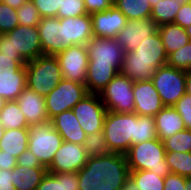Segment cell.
<instances>
[{"mask_svg": "<svg viewBox=\"0 0 191 190\" xmlns=\"http://www.w3.org/2000/svg\"><path fill=\"white\" fill-rule=\"evenodd\" d=\"M186 190H191V177L186 178Z\"/></svg>", "mask_w": 191, "mask_h": 190, "instance_id": "cell-54", "label": "cell"}, {"mask_svg": "<svg viewBox=\"0 0 191 190\" xmlns=\"http://www.w3.org/2000/svg\"><path fill=\"white\" fill-rule=\"evenodd\" d=\"M119 72L116 66L88 64L85 84L87 92L99 94Z\"/></svg>", "mask_w": 191, "mask_h": 190, "instance_id": "cell-24", "label": "cell"}, {"mask_svg": "<svg viewBox=\"0 0 191 190\" xmlns=\"http://www.w3.org/2000/svg\"><path fill=\"white\" fill-rule=\"evenodd\" d=\"M88 64L122 67L124 51L115 38L95 37L86 44Z\"/></svg>", "mask_w": 191, "mask_h": 190, "instance_id": "cell-12", "label": "cell"}, {"mask_svg": "<svg viewBox=\"0 0 191 190\" xmlns=\"http://www.w3.org/2000/svg\"><path fill=\"white\" fill-rule=\"evenodd\" d=\"M47 168H32L16 165L12 169V180L16 190H37Z\"/></svg>", "mask_w": 191, "mask_h": 190, "instance_id": "cell-26", "label": "cell"}, {"mask_svg": "<svg viewBox=\"0 0 191 190\" xmlns=\"http://www.w3.org/2000/svg\"><path fill=\"white\" fill-rule=\"evenodd\" d=\"M113 5L120 10L128 20L151 17L152 7L148 0H113Z\"/></svg>", "mask_w": 191, "mask_h": 190, "instance_id": "cell-31", "label": "cell"}, {"mask_svg": "<svg viewBox=\"0 0 191 190\" xmlns=\"http://www.w3.org/2000/svg\"><path fill=\"white\" fill-rule=\"evenodd\" d=\"M27 61L20 55H7L0 52V71H9L10 68L25 66Z\"/></svg>", "mask_w": 191, "mask_h": 190, "instance_id": "cell-43", "label": "cell"}, {"mask_svg": "<svg viewBox=\"0 0 191 190\" xmlns=\"http://www.w3.org/2000/svg\"><path fill=\"white\" fill-rule=\"evenodd\" d=\"M165 155L166 150L159 138L131 145L125 154L129 170H150L164 178L171 173Z\"/></svg>", "mask_w": 191, "mask_h": 190, "instance_id": "cell-4", "label": "cell"}, {"mask_svg": "<svg viewBox=\"0 0 191 190\" xmlns=\"http://www.w3.org/2000/svg\"><path fill=\"white\" fill-rule=\"evenodd\" d=\"M63 79L86 84L88 53L86 45H73L56 55Z\"/></svg>", "mask_w": 191, "mask_h": 190, "instance_id": "cell-11", "label": "cell"}, {"mask_svg": "<svg viewBox=\"0 0 191 190\" xmlns=\"http://www.w3.org/2000/svg\"><path fill=\"white\" fill-rule=\"evenodd\" d=\"M185 93L191 95V71L186 72Z\"/></svg>", "mask_w": 191, "mask_h": 190, "instance_id": "cell-52", "label": "cell"}, {"mask_svg": "<svg viewBox=\"0 0 191 190\" xmlns=\"http://www.w3.org/2000/svg\"><path fill=\"white\" fill-rule=\"evenodd\" d=\"M191 0H161L152 8L151 17L158 26L174 23L178 10L182 5L190 3Z\"/></svg>", "mask_w": 191, "mask_h": 190, "instance_id": "cell-29", "label": "cell"}, {"mask_svg": "<svg viewBox=\"0 0 191 190\" xmlns=\"http://www.w3.org/2000/svg\"><path fill=\"white\" fill-rule=\"evenodd\" d=\"M0 124L4 130L30 127L16 100L6 101L0 111Z\"/></svg>", "mask_w": 191, "mask_h": 190, "instance_id": "cell-30", "label": "cell"}, {"mask_svg": "<svg viewBox=\"0 0 191 190\" xmlns=\"http://www.w3.org/2000/svg\"><path fill=\"white\" fill-rule=\"evenodd\" d=\"M17 165V158L13 155L4 154L0 150V169L12 170Z\"/></svg>", "mask_w": 191, "mask_h": 190, "instance_id": "cell-49", "label": "cell"}, {"mask_svg": "<svg viewBox=\"0 0 191 190\" xmlns=\"http://www.w3.org/2000/svg\"><path fill=\"white\" fill-rule=\"evenodd\" d=\"M154 118L157 137L161 141L185 130L182 117L173 106H164Z\"/></svg>", "mask_w": 191, "mask_h": 190, "instance_id": "cell-23", "label": "cell"}, {"mask_svg": "<svg viewBox=\"0 0 191 190\" xmlns=\"http://www.w3.org/2000/svg\"><path fill=\"white\" fill-rule=\"evenodd\" d=\"M4 132H5V130L2 127V125L0 124V138L3 136Z\"/></svg>", "mask_w": 191, "mask_h": 190, "instance_id": "cell-58", "label": "cell"}, {"mask_svg": "<svg viewBox=\"0 0 191 190\" xmlns=\"http://www.w3.org/2000/svg\"><path fill=\"white\" fill-rule=\"evenodd\" d=\"M165 160L171 173L191 177V152H166Z\"/></svg>", "mask_w": 191, "mask_h": 190, "instance_id": "cell-33", "label": "cell"}, {"mask_svg": "<svg viewBox=\"0 0 191 190\" xmlns=\"http://www.w3.org/2000/svg\"><path fill=\"white\" fill-rule=\"evenodd\" d=\"M25 87V66L0 71V96L6 101L16 100Z\"/></svg>", "mask_w": 191, "mask_h": 190, "instance_id": "cell-22", "label": "cell"}, {"mask_svg": "<svg viewBox=\"0 0 191 190\" xmlns=\"http://www.w3.org/2000/svg\"><path fill=\"white\" fill-rule=\"evenodd\" d=\"M87 14L84 0H61L57 18L83 16Z\"/></svg>", "mask_w": 191, "mask_h": 190, "instance_id": "cell-40", "label": "cell"}, {"mask_svg": "<svg viewBox=\"0 0 191 190\" xmlns=\"http://www.w3.org/2000/svg\"><path fill=\"white\" fill-rule=\"evenodd\" d=\"M63 141L61 135L54 129L51 120L29 127L28 149L46 168L50 166Z\"/></svg>", "mask_w": 191, "mask_h": 190, "instance_id": "cell-6", "label": "cell"}, {"mask_svg": "<svg viewBox=\"0 0 191 190\" xmlns=\"http://www.w3.org/2000/svg\"><path fill=\"white\" fill-rule=\"evenodd\" d=\"M87 14L101 12L109 9L113 5V0H84Z\"/></svg>", "mask_w": 191, "mask_h": 190, "instance_id": "cell-47", "label": "cell"}, {"mask_svg": "<svg viewBox=\"0 0 191 190\" xmlns=\"http://www.w3.org/2000/svg\"><path fill=\"white\" fill-rule=\"evenodd\" d=\"M133 95L137 115L154 117L164 107L151 80L134 82Z\"/></svg>", "mask_w": 191, "mask_h": 190, "instance_id": "cell-17", "label": "cell"}, {"mask_svg": "<svg viewBox=\"0 0 191 190\" xmlns=\"http://www.w3.org/2000/svg\"><path fill=\"white\" fill-rule=\"evenodd\" d=\"M155 118L151 116L137 115V143L156 139Z\"/></svg>", "mask_w": 191, "mask_h": 190, "instance_id": "cell-37", "label": "cell"}, {"mask_svg": "<svg viewBox=\"0 0 191 190\" xmlns=\"http://www.w3.org/2000/svg\"><path fill=\"white\" fill-rule=\"evenodd\" d=\"M158 31V25L152 17L128 20L115 39L124 53L135 51L138 45Z\"/></svg>", "mask_w": 191, "mask_h": 190, "instance_id": "cell-13", "label": "cell"}, {"mask_svg": "<svg viewBox=\"0 0 191 190\" xmlns=\"http://www.w3.org/2000/svg\"><path fill=\"white\" fill-rule=\"evenodd\" d=\"M75 117L86 135L103 131L107 109L99 94H86L73 108Z\"/></svg>", "mask_w": 191, "mask_h": 190, "instance_id": "cell-10", "label": "cell"}, {"mask_svg": "<svg viewBox=\"0 0 191 190\" xmlns=\"http://www.w3.org/2000/svg\"><path fill=\"white\" fill-rule=\"evenodd\" d=\"M17 165L32 168H46L41 165L37 157L28 148L17 158Z\"/></svg>", "mask_w": 191, "mask_h": 190, "instance_id": "cell-45", "label": "cell"}, {"mask_svg": "<svg viewBox=\"0 0 191 190\" xmlns=\"http://www.w3.org/2000/svg\"><path fill=\"white\" fill-rule=\"evenodd\" d=\"M29 126L49 121L45 105V97L29 87H25L16 99Z\"/></svg>", "mask_w": 191, "mask_h": 190, "instance_id": "cell-19", "label": "cell"}, {"mask_svg": "<svg viewBox=\"0 0 191 190\" xmlns=\"http://www.w3.org/2000/svg\"><path fill=\"white\" fill-rule=\"evenodd\" d=\"M158 33L161 36L167 56L190 41L186 30L175 23L158 26Z\"/></svg>", "mask_w": 191, "mask_h": 190, "instance_id": "cell-27", "label": "cell"}, {"mask_svg": "<svg viewBox=\"0 0 191 190\" xmlns=\"http://www.w3.org/2000/svg\"><path fill=\"white\" fill-rule=\"evenodd\" d=\"M44 55L56 56L69 47L65 42L64 24L60 18L43 17L37 26Z\"/></svg>", "mask_w": 191, "mask_h": 190, "instance_id": "cell-16", "label": "cell"}, {"mask_svg": "<svg viewBox=\"0 0 191 190\" xmlns=\"http://www.w3.org/2000/svg\"><path fill=\"white\" fill-rule=\"evenodd\" d=\"M133 81L120 72L99 93L107 111L134 113Z\"/></svg>", "mask_w": 191, "mask_h": 190, "instance_id": "cell-7", "label": "cell"}, {"mask_svg": "<svg viewBox=\"0 0 191 190\" xmlns=\"http://www.w3.org/2000/svg\"><path fill=\"white\" fill-rule=\"evenodd\" d=\"M37 190H79V178L76 172H47Z\"/></svg>", "mask_w": 191, "mask_h": 190, "instance_id": "cell-28", "label": "cell"}, {"mask_svg": "<svg viewBox=\"0 0 191 190\" xmlns=\"http://www.w3.org/2000/svg\"><path fill=\"white\" fill-rule=\"evenodd\" d=\"M103 133L109 151L125 155L137 143V114L107 111Z\"/></svg>", "mask_w": 191, "mask_h": 190, "instance_id": "cell-3", "label": "cell"}, {"mask_svg": "<svg viewBox=\"0 0 191 190\" xmlns=\"http://www.w3.org/2000/svg\"><path fill=\"white\" fill-rule=\"evenodd\" d=\"M129 179L140 190H163L164 177H160L150 170H130Z\"/></svg>", "mask_w": 191, "mask_h": 190, "instance_id": "cell-32", "label": "cell"}, {"mask_svg": "<svg viewBox=\"0 0 191 190\" xmlns=\"http://www.w3.org/2000/svg\"><path fill=\"white\" fill-rule=\"evenodd\" d=\"M19 25L22 26H38L42 17L40 16L39 11L30 2H26L16 9Z\"/></svg>", "mask_w": 191, "mask_h": 190, "instance_id": "cell-38", "label": "cell"}, {"mask_svg": "<svg viewBox=\"0 0 191 190\" xmlns=\"http://www.w3.org/2000/svg\"><path fill=\"white\" fill-rule=\"evenodd\" d=\"M32 0H3L4 3L9 5L13 9H18L21 5Z\"/></svg>", "mask_w": 191, "mask_h": 190, "instance_id": "cell-51", "label": "cell"}, {"mask_svg": "<svg viewBox=\"0 0 191 190\" xmlns=\"http://www.w3.org/2000/svg\"><path fill=\"white\" fill-rule=\"evenodd\" d=\"M43 17H57L61 0H32L31 1Z\"/></svg>", "mask_w": 191, "mask_h": 190, "instance_id": "cell-42", "label": "cell"}, {"mask_svg": "<svg viewBox=\"0 0 191 190\" xmlns=\"http://www.w3.org/2000/svg\"><path fill=\"white\" fill-rule=\"evenodd\" d=\"M87 155L83 145L63 141L56 151L47 172L65 173L78 172L87 162Z\"/></svg>", "mask_w": 191, "mask_h": 190, "instance_id": "cell-14", "label": "cell"}, {"mask_svg": "<svg viewBox=\"0 0 191 190\" xmlns=\"http://www.w3.org/2000/svg\"><path fill=\"white\" fill-rule=\"evenodd\" d=\"M148 1H149V3H150L151 7L153 8L154 5H157V3H158L159 1H161V0H148Z\"/></svg>", "mask_w": 191, "mask_h": 190, "instance_id": "cell-56", "label": "cell"}, {"mask_svg": "<svg viewBox=\"0 0 191 190\" xmlns=\"http://www.w3.org/2000/svg\"><path fill=\"white\" fill-rule=\"evenodd\" d=\"M151 81L164 106H174L185 94V71L164 65L155 71Z\"/></svg>", "mask_w": 191, "mask_h": 190, "instance_id": "cell-8", "label": "cell"}, {"mask_svg": "<svg viewBox=\"0 0 191 190\" xmlns=\"http://www.w3.org/2000/svg\"><path fill=\"white\" fill-rule=\"evenodd\" d=\"M60 21L64 24L65 42L68 46L86 45L93 38L90 14L60 18Z\"/></svg>", "mask_w": 191, "mask_h": 190, "instance_id": "cell-20", "label": "cell"}, {"mask_svg": "<svg viewBox=\"0 0 191 190\" xmlns=\"http://www.w3.org/2000/svg\"><path fill=\"white\" fill-rule=\"evenodd\" d=\"M186 30V33L188 34L189 38H190V41H191V25L187 28H185Z\"/></svg>", "mask_w": 191, "mask_h": 190, "instance_id": "cell-57", "label": "cell"}, {"mask_svg": "<svg viewBox=\"0 0 191 190\" xmlns=\"http://www.w3.org/2000/svg\"><path fill=\"white\" fill-rule=\"evenodd\" d=\"M26 86L46 97L63 79L62 71L56 56L41 55L27 61Z\"/></svg>", "mask_w": 191, "mask_h": 190, "instance_id": "cell-5", "label": "cell"}, {"mask_svg": "<svg viewBox=\"0 0 191 190\" xmlns=\"http://www.w3.org/2000/svg\"><path fill=\"white\" fill-rule=\"evenodd\" d=\"M124 154L112 153L88 158L78 172L79 190H121L129 180Z\"/></svg>", "mask_w": 191, "mask_h": 190, "instance_id": "cell-1", "label": "cell"}, {"mask_svg": "<svg viewBox=\"0 0 191 190\" xmlns=\"http://www.w3.org/2000/svg\"><path fill=\"white\" fill-rule=\"evenodd\" d=\"M186 177L169 173L164 179L163 190H186Z\"/></svg>", "mask_w": 191, "mask_h": 190, "instance_id": "cell-44", "label": "cell"}, {"mask_svg": "<svg viewBox=\"0 0 191 190\" xmlns=\"http://www.w3.org/2000/svg\"><path fill=\"white\" fill-rule=\"evenodd\" d=\"M165 52L158 31L140 43L135 51L124 53L120 73L133 82L151 80L155 71L167 65Z\"/></svg>", "mask_w": 191, "mask_h": 190, "instance_id": "cell-2", "label": "cell"}, {"mask_svg": "<svg viewBox=\"0 0 191 190\" xmlns=\"http://www.w3.org/2000/svg\"><path fill=\"white\" fill-rule=\"evenodd\" d=\"M167 65L185 72L191 71V41L168 56Z\"/></svg>", "mask_w": 191, "mask_h": 190, "instance_id": "cell-36", "label": "cell"}, {"mask_svg": "<svg viewBox=\"0 0 191 190\" xmlns=\"http://www.w3.org/2000/svg\"><path fill=\"white\" fill-rule=\"evenodd\" d=\"M29 128L5 130L0 138V150L18 158L28 148Z\"/></svg>", "mask_w": 191, "mask_h": 190, "instance_id": "cell-25", "label": "cell"}, {"mask_svg": "<svg viewBox=\"0 0 191 190\" xmlns=\"http://www.w3.org/2000/svg\"><path fill=\"white\" fill-rule=\"evenodd\" d=\"M93 36L115 38L127 23V17L114 5L109 9L91 14Z\"/></svg>", "mask_w": 191, "mask_h": 190, "instance_id": "cell-18", "label": "cell"}, {"mask_svg": "<svg viewBox=\"0 0 191 190\" xmlns=\"http://www.w3.org/2000/svg\"><path fill=\"white\" fill-rule=\"evenodd\" d=\"M173 107L181 115L185 129L191 130V95L185 93Z\"/></svg>", "mask_w": 191, "mask_h": 190, "instance_id": "cell-41", "label": "cell"}, {"mask_svg": "<svg viewBox=\"0 0 191 190\" xmlns=\"http://www.w3.org/2000/svg\"><path fill=\"white\" fill-rule=\"evenodd\" d=\"M121 190H140V189L129 179Z\"/></svg>", "mask_w": 191, "mask_h": 190, "instance_id": "cell-53", "label": "cell"}, {"mask_svg": "<svg viewBox=\"0 0 191 190\" xmlns=\"http://www.w3.org/2000/svg\"><path fill=\"white\" fill-rule=\"evenodd\" d=\"M83 147L88 158L104 156L110 153L103 131L86 135Z\"/></svg>", "mask_w": 191, "mask_h": 190, "instance_id": "cell-34", "label": "cell"}, {"mask_svg": "<svg viewBox=\"0 0 191 190\" xmlns=\"http://www.w3.org/2000/svg\"><path fill=\"white\" fill-rule=\"evenodd\" d=\"M19 25L16 9L0 2V35L12 31Z\"/></svg>", "mask_w": 191, "mask_h": 190, "instance_id": "cell-39", "label": "cell"}, {"mask_svg": "<svg viewBox=\"0 0 191 190\" xmlns=\"http://www.w3.org/2000/svg\"><path fill=\"white\" fill-rule=\"evenodd\" d=\"M162 142L166 152H191V130L177 132Z\"/></svg>", "mask_w": 191, "mask_h": 190, "instance_id": "cell-35", "label": "cell"}, {"mask_svg": "<svg viewBox=\"0 0 191 190\" xmlns=\"http://www.w3.org/2000/svg\"><path fill=\"white\" fill-rule=\"evenodd\" d=\"M54 129L67 142L83 145L86 133L72 110H66L51 119Z\"/></svg>", "mask_w": 191, "mask_h": 190, "instance_id": "cell-21", "label": "cell"}, {"mask_svg": "<svg viewBox=\"0 0 191 190\" xmlns=\"http://www.w3.org/2000/svg\"><path fill=\"white\" fill-rule=\"evenodd\" d=\"M11 39V47L26 60H34L43 55L40 34L37 26L18 25L6 33Z\"/></svg>", "mask_w": 191, "mask_h": 190, "instance_id": "cell-15", "label": "cell"}, {"mask_svg": "<svg viewBox=\"0 0 191 190\" xmlns=\"http://www.w3.org/2000/svg\"><path fill=\"white\" fill-rule=\"evenodd\" d=\"M0 52L7 55L19 54L11 47V39L6 34L0 35Z\"/></svg>", "mask_w": 191, "mask_h": 190, "instance_id": "cell-50", "label": "cell"}, {"mask_svg": "<svg viewBox=\"0 0 191 190\" xmlns=\"http://www.w3.org/2000/svg\"><path fill=\"white\" fill-rule=\"evenodd\" d=\"M174 23L181 26L182 28H187L191 25V4H184L178 10Z\"/></svg>", "mask_w": 191, "mask_h": 190, "instance_id": "cell-46", "label": "cell"}, {"mask_svg": "<svg viewBox=\"0 0 191 190\" xmlns=\"http://www.w3.org/2000/svg\"><path fill=\"white\" fill-rule=\"evenodd\" d=\"M12 182V170L0 169V190H16Z\"/></svg>", "mask_w": 191, "mask_h": 190, "instance_id": "cell-48", "label": "cell"}, {"mask_svg": "<svg viewBox=\"0 0 191 190\" xmlns=\"http://www.w3.org/2000/svg\"><path fill=\"white\" fill-rule=\"evenodd\" d=\"M6 100L0 96V111L5 106Z\"/></svg>", "mask_w": 191, "mask_h": 190, "instance_id": "cell-55", "label": "cell"}, {"mask_svg": "<svg viewBox=\"0 0 191 190\" xmlns=\"http://www.w3.org/2000/svg\"><path fill=\"white\" fill-rule=\"evenodd\" d=\"M86 94L88 92L84 84L62 79L45 97L49 120L66 110H72Z\"/></svg>", "mask_w": 191, "mask_h": 190, "instance_id": "cell-9", "label": "cell"}]
</instances>
